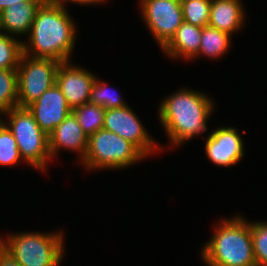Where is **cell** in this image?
Segmentation results:
<instances>
[{
	"instance_id": "6da1fadb",
	"label": "cell",
	"mask_w": 267,
	"mask_h": 266,
	"mask_svg": "<svg viewBox=\"0 0 267 266\" xmlns=\"http://www.w3.org/2000/svg\"><path fill=\"white\" fill-rule=\"evenodd\" d=\"M76 26L67 7L45 1L36 13L28 42H22L23 54L61 63L70 61L76 43Z\"/></svg>"
},
{
	"instance_id": "7a4b0ae2",
	"label": "cell",
	"mask_w": 267,
	"mask_h": 266,
	"mask_svg": "<svg viewBox=\"0 0 267 266\" xmlns=\"http://www.w3.org/2000/svg\"><path fill=\"white\" fill-rule=\"evenodd\" d=\"M213 100L200 91L181 88L168 95L159 105V121L174 148L207 131L213 114Z\"/></svg>"
},
{
	"instance_id": "3957f363",
	"label": "cell",
	"mask_w": 267,
	"mask_h": 266,
	"mask_svg": "<svg viewBox=\"0 0 267 266\" xmlns=\"http://www.w3.org/2000/svg\"><path fill=\"white\" fill-rule=\"evenodd\" d=\"M248 221L240 214L221 218L200 250L206 266H257Z\"/></svg>"
},
{
	"instance_id": "277c9868",
	"label": "cell",
	"mask_w": 267,
	"mask_h": 266,
	"mask_svg": "<svg viewBox=\"0 0 267 266\" xmlns=\"http://www.w3.org/2000/svg\"><path fill=\"white\" fill-rule=\"evenodd\" d=\"M64 234L20 232L0 237V247L21 266H60L64 258Z\"/></svg>"
},
{
	"instance_id": "5b68a950",
	"label": "cell",
	"mask_w": 267,
	"mask_h": 266,
	"mask_svg": "<svg viewBox=\"0 0 267 266\" xmlns=\"http://www.w3.org/2000/svg\"><path fill=\"white\" fill-rule=\"evenodd\" d=\"M6 118L4 124L14 136L20 156L36 170L46 171L52 159L49 150V138L44 133L27 107L16 106L2 114Z\"/></svg>"
},
{
	"instance_id": "8992f818",
	"label": "cell",
	"mask_w": 267,
	"mask_h": 266,
	"mask_svg": "<svg viewBox=\"0 0 267 266\" xmlns=\"http://www.w3.org/2000/svg\"><path fill=\"white\" fill-rule=\"evenodd\" d=\"M147 158L134 144L121 136L100 129L88 137L82 167L88 171L124 169Z\"/></svg>"
},
{
	"instance_id": "52a82bcc",
	"label": "cell",
	"mask_w": 267,
	"mask_h": 266,
	"mask_svg": "<svg viewBox=\"0 0 267 266\" xmlns=\"http://www.w3.org/2000/svg\"><path fill=\"white\" fill-rule=\"evenodd\" d=\"M61 62L22 54L17 67L18 106L28 107L56 83Z\"/></svg>"
},
{
	"instance_id": "ba28073f",
	"label": "cell",
	"mask_w": 267,
	"mask_h": 266,
	"mask_svg": "<svg viewBox=\"0 0 267 266\" xmlns=\"http://www.w3.org/2000/svg\"><path fill=\"white\" fill-rule=\"evenodd\" d=\"M141 18L162 49L184 22L181 0H138Z\"/></svg>"
},
{
	"instance_id": "9c48e42d",
	"label": "cell",
	"mask_w": 267,
	"mask_h": 266,
	"mask_svg": "<svg viewBox=\"0 0 267 266\" xmlns=\"http://www.w3.org/2000/svg\"><path fill=\"white\" fill-rule=\"evenodd\" d=\"M103 129L134 144L146 157L162 151L129 105L105 110ZM158 145V146H157ZM158 149V150H157Z\"/></svg>"
},
{
	"instance_id": "30bf717a",
	"label": "cell",
	"mask_w": 267,
	"mask_h": 266,
	"mask_svg": "<svg viewBox=\"0 0 267 266\" xmlns=\"http://www.w3.org/2000/svg\"><path fill=\"white\" fill-rule=\"evenodd\" d=\"M205 142V153L217 166H234L245 156L242 135L235 127L216 128L209 133Z\"/></svg>"
},
{
	"instance_id": "8fae6325",
	"label": "cell",
	"mask_w": 267,
	"mask_h": 266,
	"mask_svg": "<svg viewBox=\"0 0 267 266\" xmlns=\"http://www.w3.org/2000/svg\"><path fill=\"white\" fill-rule=\"evenodd\" d=\"M97 75L72 62L60 63L56 74V85L65 96L71 109L89 102L91 87Z\"/></svg>"
},
{
	"instance_id": "7c38bea8",
	"label": "cell",
	"mask_w": 267,
	"mask_h": 266,
	"mask_svg": "<svg viewBox=\"0 0 267 266\" xmlns=\"http://www.w3.org/2000/svg\"><path fill=\"white\" fill-rule=\"evenodd\" d=\"M27 108L32 112L41 130L47 135H50L72 112L56 83Z\"/></svg>"
},
{
	"instance_id": "4fadbf2b",
	"label": "cell",
	"mask_w": 267,
	"mask_h": 266,
	"mask_svg": "<svg viewBox=\"0 0 267 266\" xmlns=\"http://www.w3.org/2000/svg\"><path fill=\"white\" fill-rule=\"evenodd\" d=\"M48 138L52 159H56L58 151L67 149L78 154L80 163L83 161L87 151L88 136L72 112L48 135Z\"/></svg>"
},
{
	"instance_id": "5bb4252c",
	"label": "cell",
	"mask_w": 267,
	"mask_h": 266,
	"mask_svg": "<svg viewBox=\"0 0 267 266\" xmlns=\"http://www.w3.org/2000/svg\"><path fill=\"white\" fill-rule=\"evenodd\" d=\"M46 0H32L15 3L1 12V32L17 37L28 35L39 7Z\"/></svg>"
},
{
	"instance_id": "9a60e30c",
	"label": "cell",
	"mask_w": 267,
	"mask_h": 266,
	"mask_svg": "<svg viewBox=\"0 0 267 266\" xmlns=\"http://www.w3.org/2000/svg\"><path fill=\"white\" fill-rule=\"evenodd\" d=\"M246 12L242 0H211L209 26L234 35L245 26Z\"/></svg>"
},
{
	"instance_id": "2e32d148",
	"label": "cell",
	"mask_w": 267,
	"mask_h": 266,
	"mask_svg": "<svg viewBox=\"0 0 267 266\" xmlns=\"http://www.w3.org/2000/svg\"><path fill=\"white\" fill-rule=\"evenodd\" d=\"M202 27L183 22L171 40L161 49L172 59L190 61L198 54Z\"/></svg>"
},
{
	"instance_id": "e0dca14e",
	"label": "cell",
	"mask_w": 267,
	"mask_h": 266,
	"mask_svg": "<svg viewBox=\"0 0 267 266\" xmlns=\"http://www.w3.org/2000/svg\"><path fill=\"white\" fill-rule=\"evenodd\" d=\"M231 35L226 32L220 31L211 26H204L202 28L201 44L198 51V56H206L210 59L220 58L229 51L231 46Z\"/></svg>"
},
{
	"instance_id": "ac0fdd59",
	"label": "cell",
	"mask_w": 267,
	"mask_h": 266,
	"mask_svg": "<svg viewBox=\"0 0 267 266\" xmlns=\"http://www.w3.org/2000/svg\"><path fill=\"white\" fill-rule=\"evenodd\" d=\"M72 113L88 137L103 129L105 118L104 107L87 102L86 104L73 108Z\"/></svg>"
},
{
	"instance_id": "d6986e66",
	"label": "cell",
	"mask_w": 267,
	"mask_h": 266,
	"mask_svg": "<svg viewBox=\"0 0 267 266\" xmlns=\"http://www.w3.org/2000/svg\"><path fill=\"white\" fill-rule=\"evenodd\" d=\"M18 106L17 70L0 69V114Z\"/></svg>"
},
{
	"instance_id": "ffe728a7",
	"label": "cell",
	"mask_w": 267,
	"mask_h": 266,
	"mask_svg": "<svg viewBox=\"0 0 267 266\" xmlns=\"http://www.w3.org/2000/svg\"><path fill=\"white\" fill-rule=\"evenodd\" d=\"M110 90L108 83L106 81H102L97 76L91 87L89 102L102 106L105 110L126 107L128 105L116 91Z\"/></svg>"
},
{
	"instance_id": "44dd1931",
	"label": "cell",
	"mask_w": 267,
	"mask_h": 266,
	"mask_svg": "<svg viewBox=\"0 0 267 266\" xmlns=\"http://www.w3.org/2000/svg\"><path fill=\"white\" fill-rule=\"evenodd\" d=\"M22 40L0 32V69H17L23 54Z\"/></svg>"
},
{
	"instance_id": "7402d4cb",
	"label": "cell",
	"mask_w": 267,
	"mask_h": 266,
	"mask_svg": "<svg viewBox=\"0 0 267 266\" xmlns=\"http://www.w3.org/2000/svg\"><path fill=\"white\" fill-rule=\"evenodd\" d=\"M183 20L197 27L209 25L211 0H181Z\"/></svg>"
},
{
	"instance_id": "603a6c76",
	"label": "cell",
	"mask_w": 267,
	"mask_h": 266,
	"mask_svg": "<svg viewBox=\"0 0 267 266\" xmlns=\"http://www.w3.org/2000/svg\"><path fill=\"white\" fill-rule=\"evenodd\" d=\"M23 160L20 156L17 142L11 131L4 124L0 128V165L15 166Z\"/></svg>"
},
{
	"instance_id": "cb8c5ba5",
	"label": "cell",
	"mask_w": 267,
	"mask_h": 266,
	"mask_svg": "<svg viewBox=\"0 0 267 266\" xmlns=\"http://www.w3.org/2000/svg\"><path fill=\"white\" fill-rule=\"evenodd\" d=\"M254 257L257 266H267V222H250Z\"/></svg>"
},
{
	"instance_id": "d4e9b609",
	"label": "cell",
	"mask_w": 267,
	"mask_h": 266,
	"mask_svg": "<svg viewBox=\"0 0 267 266\" xmlns=\"http://www.w3.org/2000/svg\"><path fill=\"white\" fill-rule=\"evenodd\" d=\"M46 1H48V2H50V3H55V4H59V5H61V6H64V7H66L65 5V3H74V4H82L83 6L84 5H96V4H102V3H105V2H107L108 0H46Z\"/></svg>"
},
{
	"instance_id": "484cf974",
	"label": "cell",
	"mask_w": 267,
	"mask_h": 266,
	"mask_svg": "<svg viewBox=\"0 0 267 266\" xmlns=\"http://www.w3.org/2000/svg\"><path fill=\"white\" fill-rule=\"evenodd\" d=\"M0 266H21V265L0 247Z\"/></svg>"
},
{
	"instance_id": "4316f807",
	"label": "cell",
	"mask_w": 267,
	"mask_h": 266,
	"mask_svg": "<svg viewBox=\"0 0 267 266\" xmlns=\"http://www.w3.org/2000/svg\"><path fill=\"white\" fill-rule=\"evenodd\" d=\"M22 1H32V0H0V13L7 7L18 2L20 3Z\"/></svg>"
},
{
	"instance_id": "83f0119b",
	"label": "cell",
	"mask_w": 267,
	"mask_h": 266,
	"mask_svg": "<svg viewBox=\"0 0 267 266\" xmlns=\"http://www.w3.org/2000/svg\"><path fill=\"white\" fill-rule=\"evenodd\" d=\"M4 125V119L2 118V114H0V128Z\"/></svg>"
}]
</instances>
